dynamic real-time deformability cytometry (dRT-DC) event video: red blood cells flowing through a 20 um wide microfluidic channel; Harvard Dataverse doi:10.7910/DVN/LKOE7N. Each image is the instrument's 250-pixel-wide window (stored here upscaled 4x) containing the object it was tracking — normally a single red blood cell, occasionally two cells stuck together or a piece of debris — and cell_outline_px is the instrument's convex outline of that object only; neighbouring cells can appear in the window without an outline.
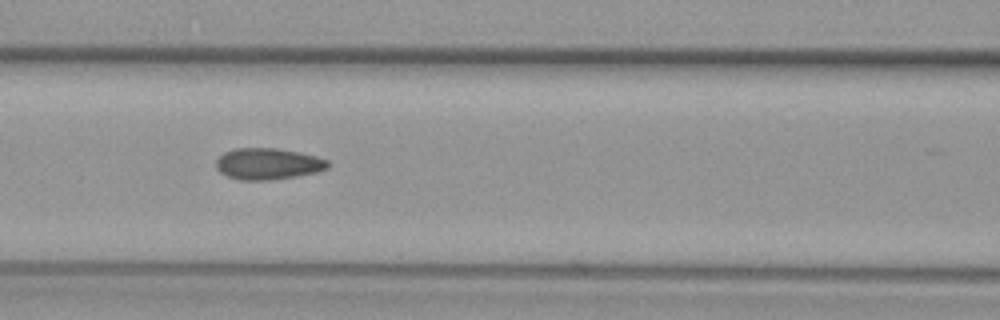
{"species": "common noctule bat (a hibernating species)", "species_latin": "Nyctalus noctula", "temperature_condition": "warm", "stored_images_in_passage": 30, "camera_frame_rate_fps": 3000, "um_per_image_px": 0.085, "animal": {"sex": "female", "body_mass_g": 29.2, "forearm_length_mm": 56.3}, "frame": {"image": 1, "passage_image": 9, "time_ms": 2.667, "image_size_px": [1000, 320], "cell_outline_px": [[328, 168], [316, 172], [296, 176], [272, 180], [240, 180], [228, 176], [220, 172], [216, 168], [216, 160], [224, 152], [236, 148], [276, 148], [300, 152], [316, 156], [328, 160]], "centroid_in_image_um": [22.77, 13.92], "position_along_channel_um": 143.8, "area_um2": 20.46}}
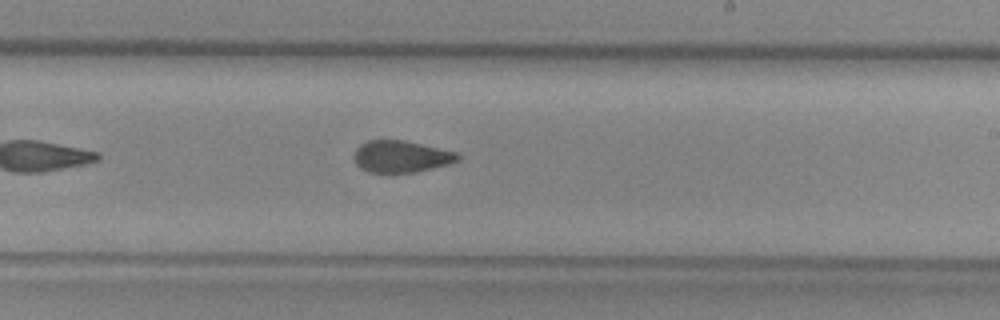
{"frame": {"image": 2, "passage_image": 17, "time_ms": 5.333, "image_size_px": [1000, 320], "cell_outline_px": [[460, 160], [448, 164], [416, 172], [368, 172], [360, 168], [356, 164], [352, 156], [356, 148], [360, 144], [368, 140], [404, 140], [456, 152], [460, 156]], "centroid_in_image_um": [34.06, 13.3], "position_along_channel_um": 254.9, "area_um2": 19.25}}